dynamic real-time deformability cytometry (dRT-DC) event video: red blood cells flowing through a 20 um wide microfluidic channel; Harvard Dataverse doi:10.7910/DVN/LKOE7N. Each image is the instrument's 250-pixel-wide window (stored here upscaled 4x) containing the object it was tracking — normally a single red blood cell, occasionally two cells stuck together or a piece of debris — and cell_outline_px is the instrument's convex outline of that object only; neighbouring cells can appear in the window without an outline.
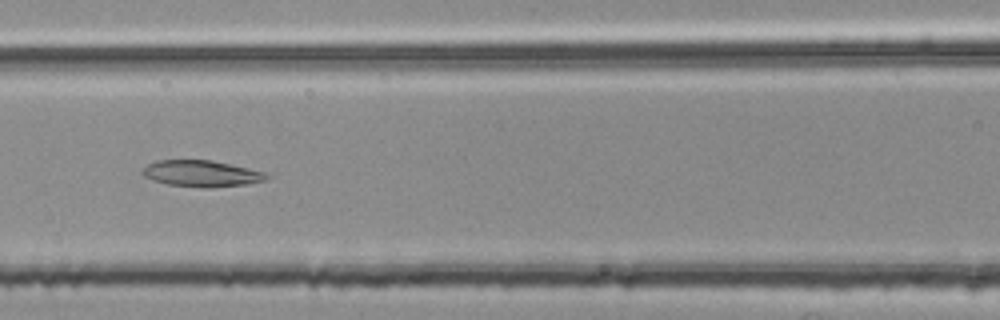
{"species": "common noctule bat (a hibernating species)", "species_latin": "Nyctalus noctula", "temperature_condition": "room temperature", "stored_images_in_passage": 47, "camera_frame_rate_fps": 3000, "um_per_image_px": 0.085, "animal": {"sex": "female", "body_mass_g": 25.1}, "frame": {"image": 1, "passage_image": 17, "time_ms": 5.333, "image_size_px": [1000, 320], "cell_outline_px": [[272, 176], [268, 180], [248, 184], [208, 188], [204, 188], [168, 184], [152, 180], [144, 176], [140, 172], [148, 164], [156, 160], [212, 160], [248, 168], [264, 172]], "centroid_in_image_um": [17.16, 14.76], "position_along_channel_um": 149.4, "area_um2": 19.19}}
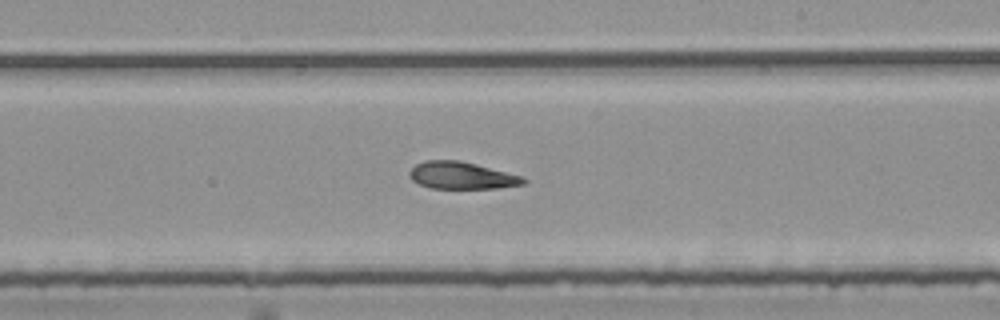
{"frame": {"image": 2, "passage_image": 25, "time_ms": 8.0, "image_size_px": [1000, 320], "cell_outline_px": [[528, 184], [496, 188], [432, 188], [420, 184], [412, 180], [408, 176], [408, 172], [416, 164], [424, 160], [460, 160], [476, 164], [520, 176], [528, 180]], "centroid_in_image_um": [39.23, 14.91], "position_along_channel_um": 249.8, "area_um2": 17.98}}
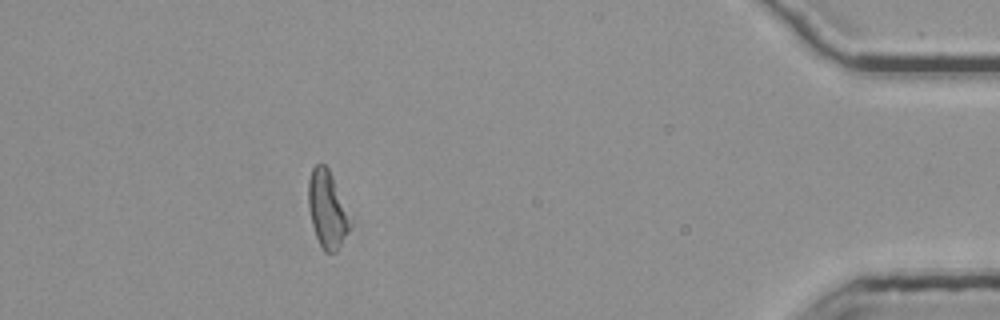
{"frame": {"image": 3, "passage_image": 42, "time_ms": 13.667, "image_size_px": [1000, 320], "cell_outline_px": [[352, 224], [348, 232], [336, 252], [324, 252], [316, 236], [312, 224], [308, 208], [308, 180], [312, 168], [316, 164], [324, 164], [328, 168], [332, 176], [352, 220]], "centroid_in_image_um": [27.81, 17.8], "position_along_channel_um": 407.4, "area_um2": 18.73}, "authors_computed_cell_mechanics": {"area_um2": 19.1896, "velocity_mm_per_s": 3.7722, "shape_relaxation_time_tau1_ms": null, "shape_relaxation_time_tau2_ms": 5.6826, "deformation_change_tau1": null, "deformation_change_tau2": 0.1549}}